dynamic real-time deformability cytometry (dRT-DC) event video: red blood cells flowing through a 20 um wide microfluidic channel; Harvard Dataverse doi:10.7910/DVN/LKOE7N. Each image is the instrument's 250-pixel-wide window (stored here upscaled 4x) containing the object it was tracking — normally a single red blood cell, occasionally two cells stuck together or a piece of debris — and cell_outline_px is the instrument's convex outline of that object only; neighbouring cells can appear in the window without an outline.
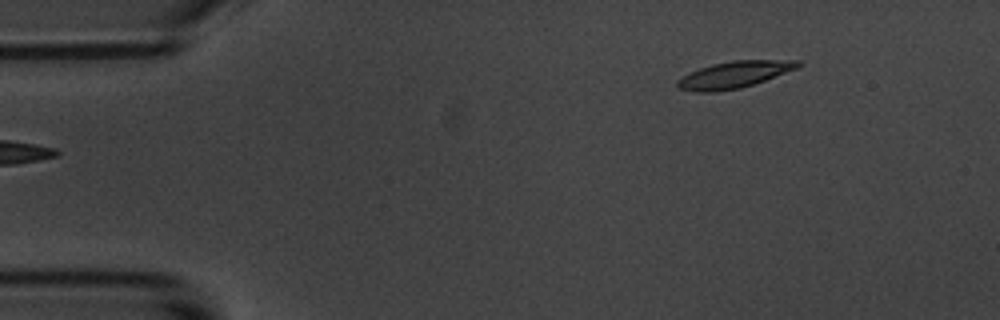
{"species": "common noctule bat (a hibernating species)", "species_latin": "Nyctalus noctula", "temperature_condition": "room temperature", "stored_images_in_passage": 50, "camera_frame_rate_fps": 3000, "um_per_image_px": 0.085, "animal": {"sex": "male", "body_mass_g": 20.1, "forearm_length_mm": 53.5}, "frame": {"image": 1, "passage_image": 1, "time_ms": 0.0, "image_size_px": [1000, 320], "cell_outline_px": [[804, 64], [796, 68], [764, 80], [740, 88], [716, 92], [696, 92], [676, 88], [676, 80], [700, 68], [712, 64], [732, 60], [800, 60]], "centroid_in_image_um": [62.38, 6.35], "position_along_channel_um": 22.6, "area_um2": 18.61}}
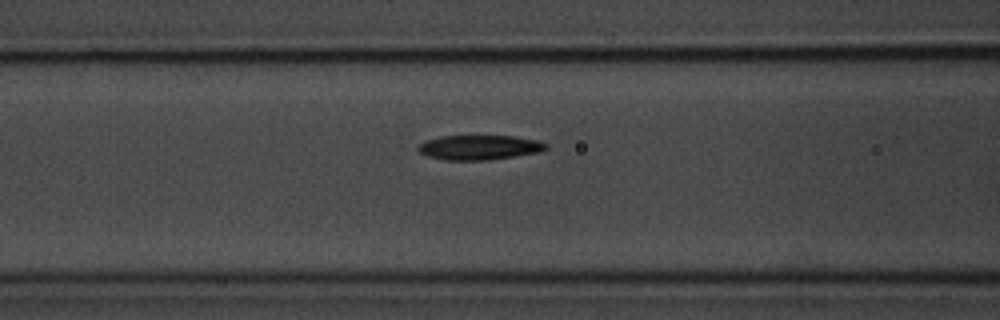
{"frame": {"image": 2, "passage_image": 16, "time_ms": 5.0, "image_size_px": [1000, 320], "cell_outline_px": [[548, 148], [540, 152], [516, 156], [488, 160], [444, 160], [428, 156], [420, 152], [416, 148], [424, 140], [440, 136], [512, 136], [536, 140], [548, 144]], "centroid_in_image_um": [40.73, 12.53], "position_along_channel_um": 125.9, "area_um2": 18.44}}
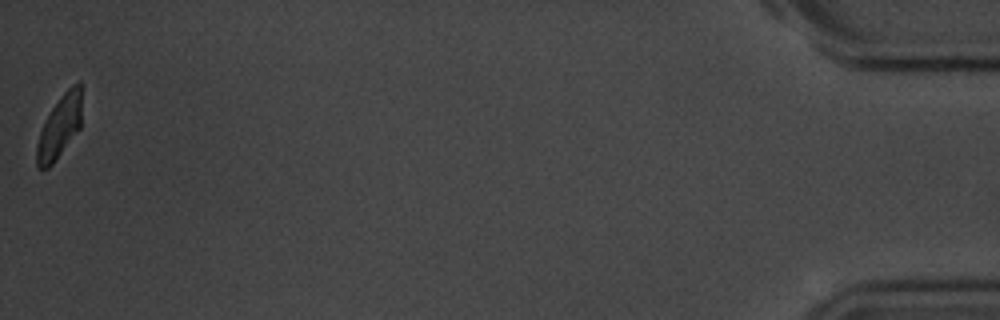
{"frame": {"image": 3, "passage_image": 50, "time_ms": 16.333, "image_size_px": [1000, 320], "cell_outline_px": [[80, 128], [52, 164], [48, 168], [36, 168], [36, 148], [40, 132], [52, 108], [60, 96], [72, 84], [80, 80]], "centroid_in_image_um": [5.04, 10.79], "position_along_channel_um": 430.2, "area_um2": 16.01}, "authors_computed_cell_mechanics": {"area_um2": 18.6694, "velocity_mm_per_s": 3.5328, "shape_relaxation_time_tau1_ms": 4.1445, "shape_relaxation_time_tau2_ms": 5.0036, "deformation_change_tau1": 0.1542, "deformation_change_tau2": 0.1033}}